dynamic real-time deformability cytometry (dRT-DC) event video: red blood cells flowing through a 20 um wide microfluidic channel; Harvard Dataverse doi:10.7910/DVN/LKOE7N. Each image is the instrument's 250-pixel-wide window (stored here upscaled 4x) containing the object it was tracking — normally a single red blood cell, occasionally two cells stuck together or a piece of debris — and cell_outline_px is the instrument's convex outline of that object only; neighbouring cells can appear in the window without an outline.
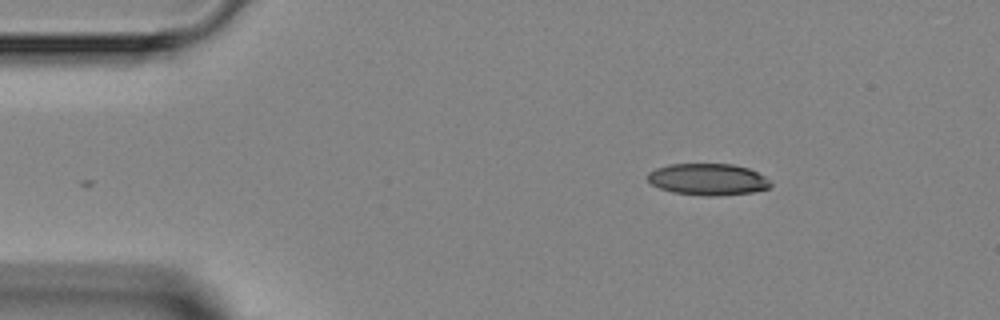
{"species": "Egyptian fruit bat (a non-hibernating species)", "species_latin": "Rousettus aegyptiacus", "temperature_condition": "room temperature", "stored_images_in_passage": 2, "camera_frame_rate_fps": 3000, "um_per_image_px": 0.085, "animal": {"sex": "female"}, "frame": {"image": 1, "passage_image": 2, "time_ms": 1.0, "image_size_px": [1000, 320], "cell_outline_px": [[772, 184], [768, 188], [752, 192], [716, 196], [708, 196], [672, 192], [660, 188], [652, 184], [648, 180], [648, 172], [656, 168], [668, 164], [732, 164], [748, 168], [772, 180]], "centroid_in_image_um": [60.18, 15.24], "position_along_channel_um": 24.8, "area_um2": 22.66}}